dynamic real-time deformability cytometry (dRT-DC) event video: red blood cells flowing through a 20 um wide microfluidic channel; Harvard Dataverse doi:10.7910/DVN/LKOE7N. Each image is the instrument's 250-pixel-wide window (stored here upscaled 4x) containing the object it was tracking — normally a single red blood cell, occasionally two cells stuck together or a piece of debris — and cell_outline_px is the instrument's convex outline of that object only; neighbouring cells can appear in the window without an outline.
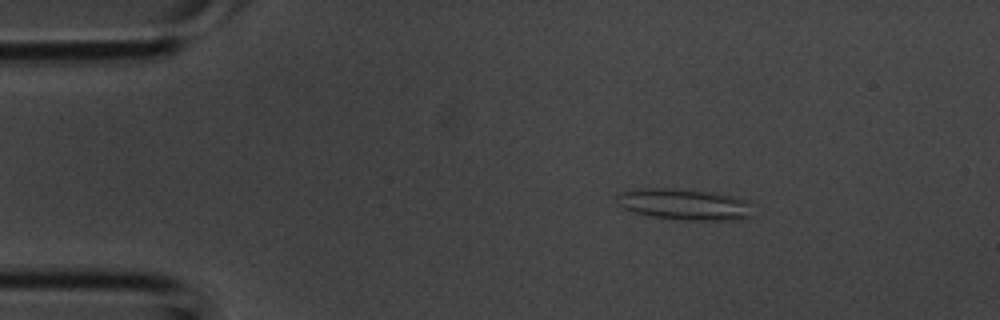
{"species": "common noctule bat (a hibernating species)", "species_latin": "Nyctalus noctula", "temperature_condition": "room temperature", "stored_images_in_passage": 2, "camera_frame_rate_fps": 3000, "um_per_image_px": 0.085, "animal": {"sex": "male", "body_mass_g": 20.1, "forearm_length_mm": 53.5}, "frame": {"image": 1, "passage_image": 1, "time_ms": 0.0, "image_size_px": [1000, 320], "cell_outline_px": [[752, 216], [732, 220], [684, 220], [652, 216], [632, 212], [616, 204], [616, 192], [644, 188], [680, 188], [712, 192], [736, 196], [748, 200]], "centroid_in_image_um": [58.13, 17.35], "position_along_channel_um": 26.9, "area_um2": 25.09}}